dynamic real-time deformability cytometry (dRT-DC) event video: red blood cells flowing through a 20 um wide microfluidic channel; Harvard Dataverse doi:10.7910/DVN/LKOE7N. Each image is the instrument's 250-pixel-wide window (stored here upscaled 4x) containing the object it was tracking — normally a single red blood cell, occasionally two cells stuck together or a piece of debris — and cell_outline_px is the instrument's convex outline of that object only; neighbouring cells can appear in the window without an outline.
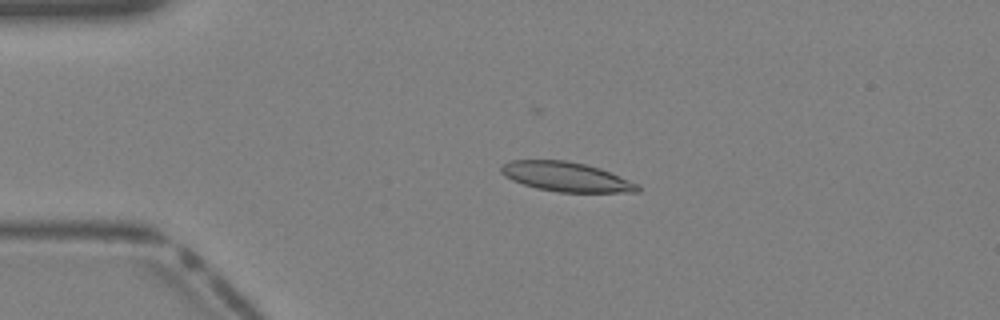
{"species": "Egyptian fruit bat (a non-hibernating species)", "species_latin": "Rousettus aegyptiacus", "temperature_condition": "warm", "stored_images_in_passage": 40, "camera_frame_rate_fps": 3000, "um_per_image_px": 0.085, "animal": {"sex": "female"}, "frame": {"image": 1, "passage_image": 9, "time_ms": 2.667, "image_size_px": [1000, 320], "cell_outline_px": [[640, 188], [636, 192], [560, 192], [536, 188], [512, 180], [504, 176], [500, 172], [500, 164], [508, 160], [568, 160], [600, 168], [640, 184]], "centroid_in_image_um": [48.09, 15.01], "position_along_channel_um": 36.9, "area_um2": 23.58}}
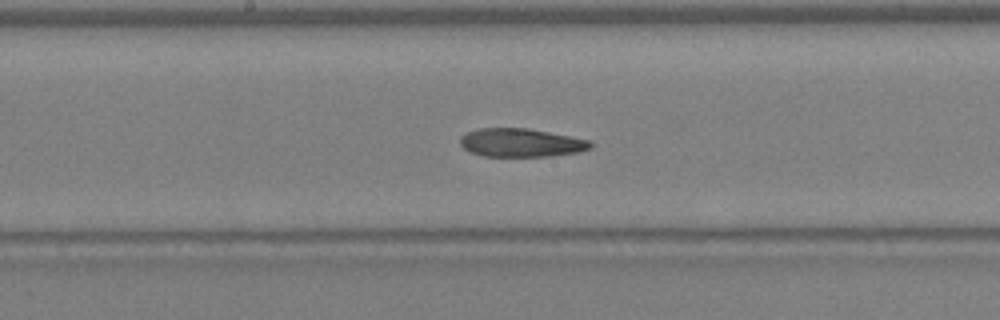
{"frame": {"image": 2, "passage_image": 21, "time_ms": 6.667, "image_size_px": [1000, 320], "cell_outline_px": [[592, 148], [576, 152], [552, 156], [484, 156], [472, 152], [464, 148], [460, 144], [460, 136], [476, 128], [528, 128], [592, 140]], "centroid_in_image_um": [44.3, 12.12], "position_along_channel_um": 203.9, "area_um2": 21.62}}
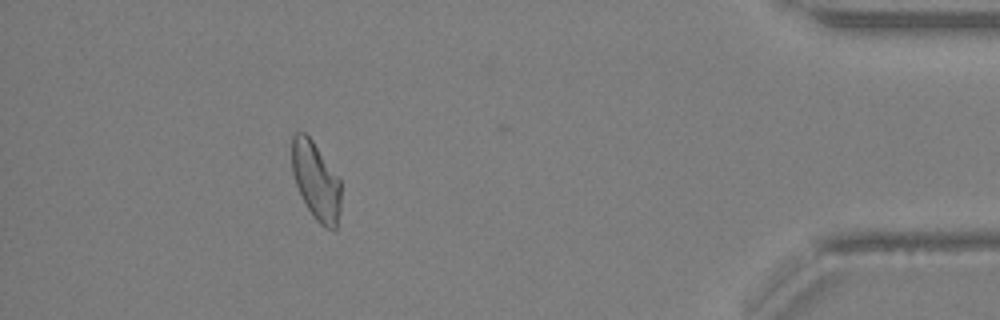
{"frame": {"image": 3, "passage_image": 36, "time_ms": 11.667, "image_size_px": [1000, 320], "cell_outline_px": [[340, 212], [336, 228], [324, 228], [316, 220], [308, 208], [296, 184], [292, 172], [292, 136], [296, 132], [304, 132], [312, 140], [340, 180]], "centroid_in_image_um": [26.85, 15.38], "position_along_channel_um": 408.3, "area_um2": 21.85}}